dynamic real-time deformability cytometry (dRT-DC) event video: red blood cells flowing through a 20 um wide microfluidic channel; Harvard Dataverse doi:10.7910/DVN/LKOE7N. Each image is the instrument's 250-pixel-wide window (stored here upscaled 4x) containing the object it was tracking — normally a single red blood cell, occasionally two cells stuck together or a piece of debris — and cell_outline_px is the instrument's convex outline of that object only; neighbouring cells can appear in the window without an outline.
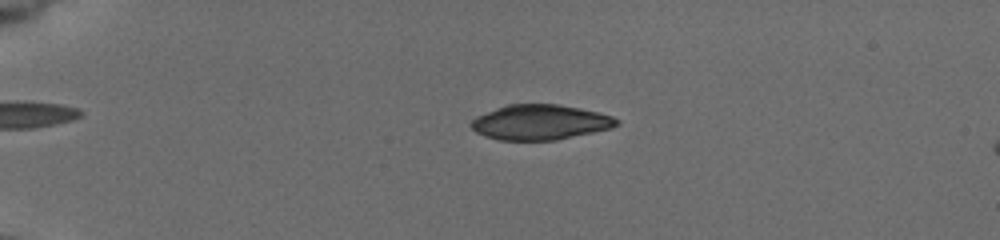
{"species": "common noctule bat (a hibernating species)", "species_latin": "Nyctalus noctula", "temperature_condition": "cold", "stored_images_in_passage": 55, "camera_frame_rate_fps": 3000, "um_per_image_px": 0.085, "animal": {"sex": "female", "body_mass_g": 19.5, "forearm_length_mm": 54.1}, "frame": {"image": 1, "passage_image": 14, "time_ms": 4.333, "image_size_px": [1000, 240], "cell_outline_px": [[620, 124], [612, 128], [556, 140], [500, 140], [484, 136], [476, 132], [468, 124], [476, 116], [496, 108], [508, 104], [556, 104], [580, 108], [612, 116], [620, 120]], "centroid_in_image_um": [45.9, 10.39], "position_along_channel_um": 39.1, "area_um2": 29.77}}
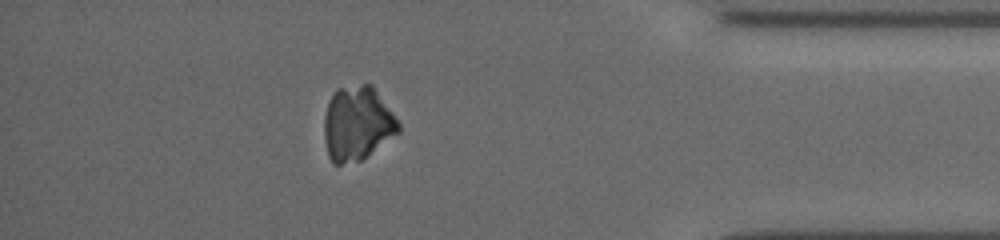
{"frame": {"image": 2, "passage_image": 49, "time_ms": 16.0, "image_size_px": [1000, 240], "cell_outline_px": [[400, 132], [360, 160], [340, 164], [332, 164], [328, 156], [324, 140], [324, 116], [328, 104], [336, 88], [364, 84], [372, 84], [400, 124]], "centroid_in_image_um": [30.35, 10.5], "position_along_channel_um": 404.9, "area_um2": 31.96}}